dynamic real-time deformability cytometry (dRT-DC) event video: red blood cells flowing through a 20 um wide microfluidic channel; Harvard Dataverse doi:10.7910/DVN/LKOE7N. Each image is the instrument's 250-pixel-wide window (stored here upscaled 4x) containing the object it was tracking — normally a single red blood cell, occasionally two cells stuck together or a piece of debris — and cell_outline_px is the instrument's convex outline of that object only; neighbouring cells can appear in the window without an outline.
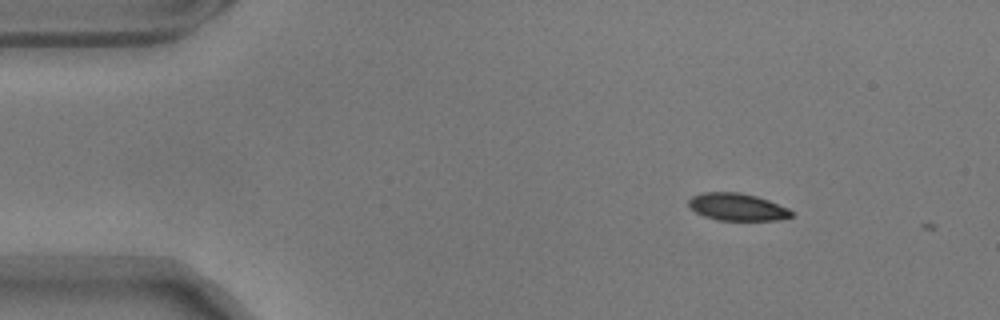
{"species": "common noctule bat (a hibernating species)", "species_latin": "Nyctalus noctula", "temperature_condition": "warm", "stored_images_in_passage": 3, "camera_frame_rate_fps": 3000, "um_per_image_px": 0.085, "animal": {"sex": "male", "body_mass_g": 17.9}, "frame": {"image": 1, "passage_image": 1, "time_ms": 0.0, "image_size_px": [1000, 320], "cell_outline_px": [[792, 216], [780, 220], [720, 220], [704, 216], [696, 212], [688, 204], [688, 200], [692, 196], [704, 192], [740, 192], [756, 196], [768, 200], [788, 208], [792, 212]], "centroid_in_image_um": [62.66, 17.59], "position_along_channel_um": 22.3, "area_um2": 16.24}}